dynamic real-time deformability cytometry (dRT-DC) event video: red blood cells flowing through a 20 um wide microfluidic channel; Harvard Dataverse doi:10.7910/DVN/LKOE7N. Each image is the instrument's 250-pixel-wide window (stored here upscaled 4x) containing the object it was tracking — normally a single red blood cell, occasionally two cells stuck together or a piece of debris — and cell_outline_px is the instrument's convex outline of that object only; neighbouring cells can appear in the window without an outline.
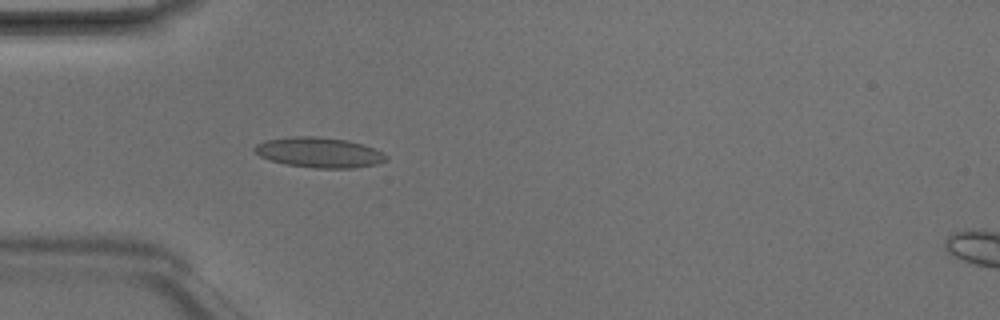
{"species": "Egyptian fruit bat (a non-hibernating species)", "species_latin": "Rousettus aegyptiacus", "temperature_condition": "room temperature", "stored_images_in_passage": 6, "camera_frame_rate_fps": 3000, "um_per_image_px": 0.085, "animal": {"sex": "male"}, "frame": {"image": 1, "passage_image": 5, "time_ms": 1.333, "image_size_px": [1000, 320], "cell_outline_px": [[388, 160], [376, 164], [352, 168], [312, 168], [284, 164], [268, 160], [260, 156], [252, 148], [256, 144], [264, 140], [292, 136], [316, 136], [348, 140], [364, 144], [388, 156]], "centroid_in_image_um": [27.09, 12.96], "position_along_channel_um": 57.9, "area_um2": 23.35}}